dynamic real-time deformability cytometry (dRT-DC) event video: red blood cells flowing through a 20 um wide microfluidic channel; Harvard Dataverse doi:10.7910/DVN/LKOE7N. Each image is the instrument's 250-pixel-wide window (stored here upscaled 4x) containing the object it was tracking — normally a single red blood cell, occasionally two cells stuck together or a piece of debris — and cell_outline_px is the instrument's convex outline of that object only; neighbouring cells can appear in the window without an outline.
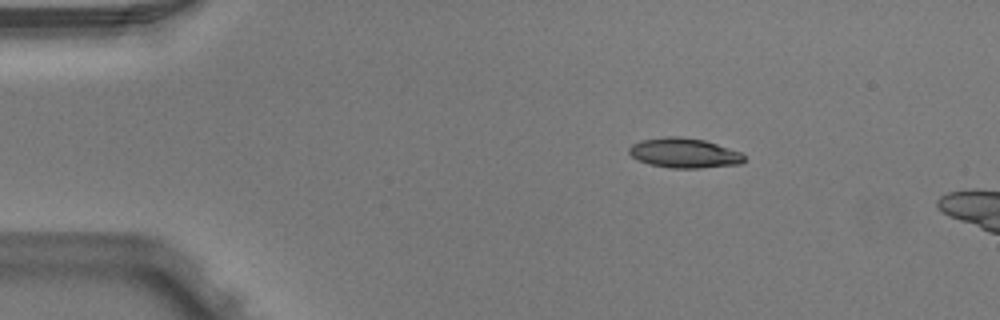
{"species": "Egyptian fruit bat (a non-hibernating species)", "species_latin": "Rousettus aegyptiacus", "temperature_condition": "warm", "stored_images_in_passage": 3, "camera_frame_rate_fps": 3000, "um_per_image_px": 0.085, "animal": {"sex": "male"}, "frame": {"image": 1, "passage_image": 1, "time_ms": 0.0, "image_size_px": [1000, 320], "cell_outline_px": [[744, 160], [740, 164], [700, 168], [672, 168], [648, 164], [636, 160], [628, 152], [628, 148], [632, 144], [640, 140], [664, 136], [680, 136], [704, 140], [740, 152], [744, 156]], "centroid_in_image_um": [58.1, 13.0], "position_along_channel_um": 26.9, "area_um2": 20.06}}